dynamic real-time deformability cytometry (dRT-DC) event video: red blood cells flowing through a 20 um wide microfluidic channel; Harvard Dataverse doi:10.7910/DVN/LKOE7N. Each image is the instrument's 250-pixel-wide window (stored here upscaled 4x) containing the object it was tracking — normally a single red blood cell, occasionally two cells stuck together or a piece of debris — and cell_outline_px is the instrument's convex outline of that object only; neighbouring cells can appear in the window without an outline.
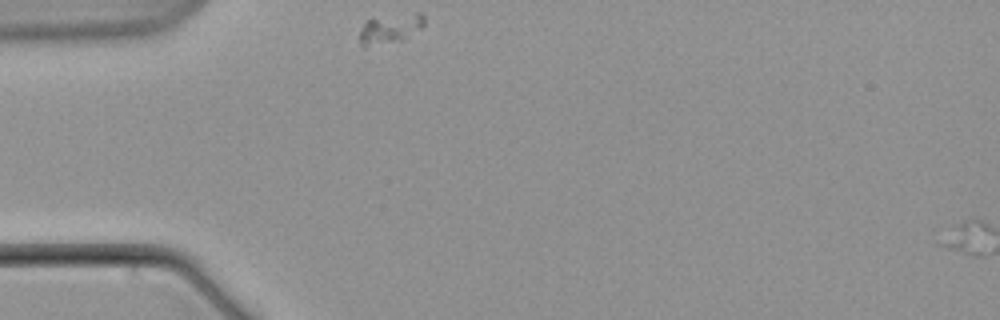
{"species": "common noctule bat (a hibernating species)", "species_latin": "Nyctalus noctula", "temperature_condition": "warm", "stored_images_in_passage": 2, "segment_of_instrument_passage": [1, 2], "camera_frame_rate_fps": 3000, "um_per_image_px": 0.085, "animal": {"sex": "male", "body_mass_g": 21.5, "forearm_length_mm": 52.0}, "frame": {"image": 1, "passage_image": 1, "time_ms": 0.0, "image_size_px": [1000, 320], "cell_outline_px": [[424, 24], [420, 28], [404, 40], [364, 48], [360, 44], [360, 28], [368, 20], [416, 12], [420, 12], [424, 16]], "centroid_in_image_um": [33.16, 2.47], "position_along_channel_um": 51.8, "area_um2": 11.04}}